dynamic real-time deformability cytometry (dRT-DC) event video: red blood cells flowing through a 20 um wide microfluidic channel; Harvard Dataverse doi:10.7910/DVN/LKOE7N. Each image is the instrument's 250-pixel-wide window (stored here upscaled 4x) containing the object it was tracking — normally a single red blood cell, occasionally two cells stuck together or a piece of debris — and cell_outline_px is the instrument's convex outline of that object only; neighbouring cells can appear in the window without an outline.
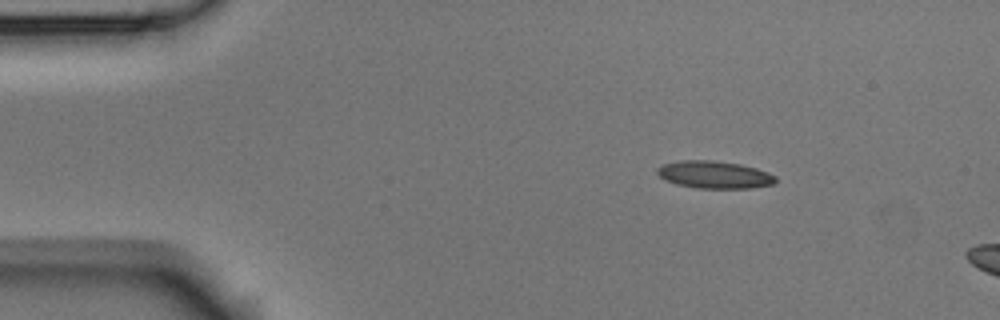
{"species": "Egyptian fruit bat (a non-hibernating species)", "species_latin": "Rousettus aegyptiacus", "temperature_condition": "room temperature", "stored_images_in_passage": 3, "camera_frame_rate_fps": 3000, "um_per_image_px": 0.085, "animal": {"sex": "male"}, "frame": {"image": 1, "passage_image": 1, "time_ms": 0.0, "image_size_px": [1000, 320], "cell_outline_px": [[776, 184], [752, 188], [696, 188], [676, 184], [664, 180], [656, 172], [656, 168], [660, 164], [680, 160], [712, 160], [740, 164], [756, 168], [768, 172], [776, 176]], "centroid_in_image_um": [60.7, 14.85], "position_along_channel_um": 24.3, "area_um2": 19.19}}